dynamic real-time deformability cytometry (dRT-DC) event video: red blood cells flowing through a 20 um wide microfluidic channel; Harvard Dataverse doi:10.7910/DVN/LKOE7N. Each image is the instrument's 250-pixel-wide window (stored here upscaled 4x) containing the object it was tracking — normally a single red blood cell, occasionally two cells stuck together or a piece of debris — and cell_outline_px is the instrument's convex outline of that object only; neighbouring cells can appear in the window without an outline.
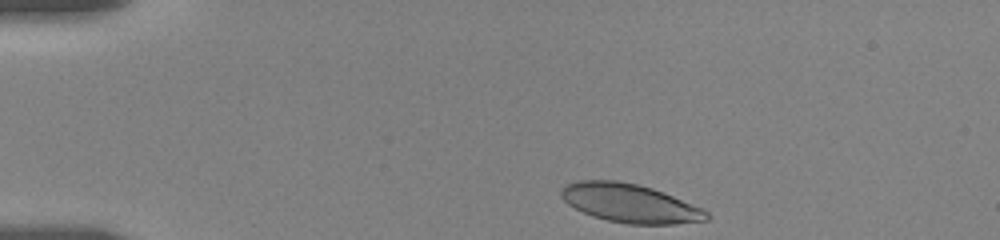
{"species": "human", "species_latin": "Homo sapiens", "temperature_condition": "room temperature", "stored_images_in_passage": 50, "camera_frame_rate_fps": 3000, "um_per_image_px": 0.085, "donor": {"sex": "female"}, "frame": {"image": 1, "passage_image": 1, "time_ms": 0.0, "image_size_px": [1000, 240], "cell_outline_px": [[712, 216], [708, 220], [676, 224], [628, 224], [608, 220], [592, 216], [568, 204], [560, 196], [560, 192], [564, 184], [576, 180], [616, 180], [636, 184], [652, 188], [664, 192], [704, 208]], "centroid_in_image_um": [53.57, 17.27], "position_along_channel_um": 31.4, "area_um2": 33.0}}
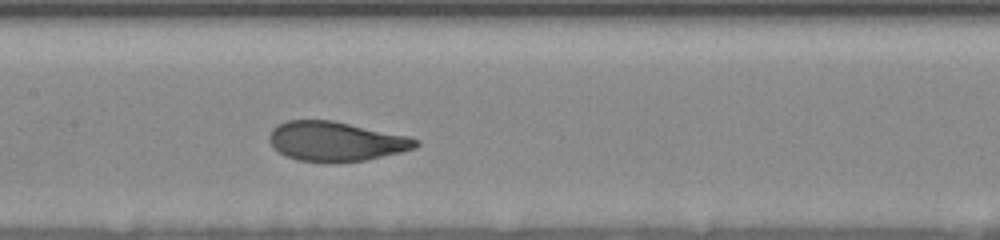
{"frame": {"image": 2, "passage_image": 29, "time_ms": 6.0, "image_size_px": [1000, 240], "cell_outline_px": [[420, 144], [416, 148], [400, 152], [364, 160], [296, 160], [284, 156], [272, 148], [268, 140], [268, 136], [272, 128], [288, 120], [332, 120], [412, 136], [420, 140]], "centroid_in_image_um": [28.56, 11.98], "position_along_channel_um": 178.8, "area_um2": 33.52}}
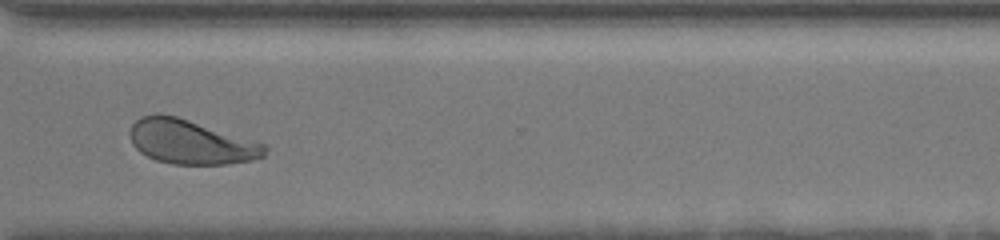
{"frame": {"image": 3, "passage_image": 49, "time_ms": 11.0, "image_size_px": [1000, 240], "cell_outline_px": [[268, 148], [264, 156], [252, 160], [228, 164], [172, 164], [156, 160], [140, 152], [132, 144], [128, 132], [132, 124], [140, 116], [156, 112], [160, 112], [176, 116], [264, 144]], "centroid_in_image_um": [16.15, 12.06], "position_along_channel_um": 354.4, "area_um2": 34.74}}